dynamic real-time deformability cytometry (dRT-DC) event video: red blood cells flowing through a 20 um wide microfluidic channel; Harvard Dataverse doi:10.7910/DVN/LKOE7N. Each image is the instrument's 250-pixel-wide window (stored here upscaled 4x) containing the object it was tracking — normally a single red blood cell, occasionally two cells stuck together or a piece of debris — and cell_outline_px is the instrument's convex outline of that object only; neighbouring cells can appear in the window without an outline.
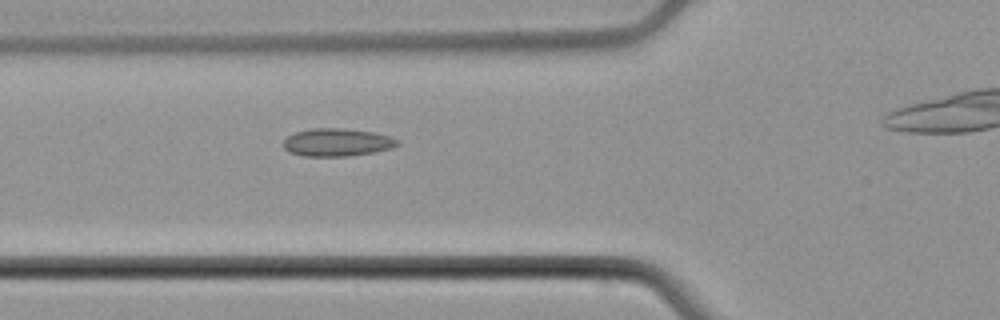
{"species": "common noctule bat (a hibernating species)", "species_latin": "Nyctalus noctula", "temperature_condition": "cold", "stored_images_in_passage": 6, "camera_frame_rate_fps": 3000, "um_per_image_px": 0.085, "animal": {"sex": "male", "body_mass_g": 21.5, "forearm_length_mm": 52.0}, "frame": {"image": 1, "passage_image": 5, "time_ms": 5.667, "image_size_px": [1000, 320], "cell_outline_px": [[400, 144], [392, 148], [372, 152], [348, 156], [304, 156], [288, 152], [284, 148], [284, 140], [288, 136], [296, 132], [312, 128], [344, 128], [372, 132], [388, 136], [400, 140]], "centroid_in_image_um": [28.65, 12.1], "position_along_channel_um": 97.2, "area_um2": 18.44}}